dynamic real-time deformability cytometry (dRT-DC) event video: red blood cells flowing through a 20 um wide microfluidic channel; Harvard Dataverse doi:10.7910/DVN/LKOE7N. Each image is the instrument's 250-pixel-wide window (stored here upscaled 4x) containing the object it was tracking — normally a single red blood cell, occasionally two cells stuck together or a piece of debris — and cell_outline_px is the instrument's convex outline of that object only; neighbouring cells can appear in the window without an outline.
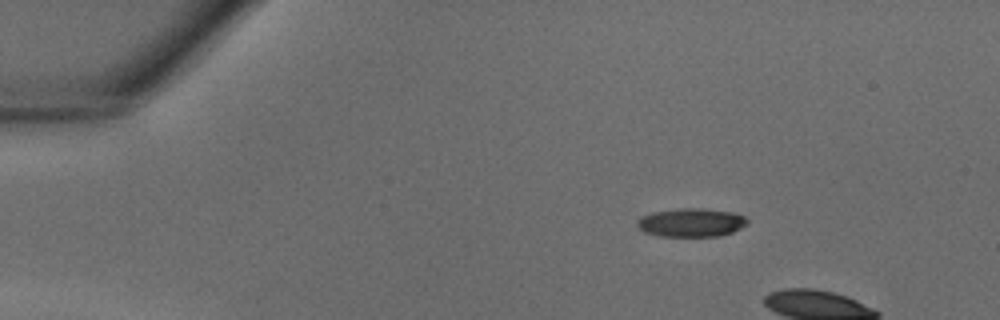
{"species": "common noctule bat (a hibernating species)", "species_latin": "Nyctalus noctula", "temperature_condition": "warm", "stored_images_in_passage": 5, "camera_frame_rate_fps": 3000, "um_per_image_px": 0.085, "animal": {"sex": "male", "body_mass_g": 18.8}, "frame": {"image": 1, "passage_image": 1, "time_ms": 0.0, "image_size_px": [1000, 320], "cell_outline_px": [[748, 224], [732, 232], [720, 236], [660, 236], [644, 232], [636, 224], [644, 216], [652, 212], [680, 208], [704, 208], [736, 212], [744, 216], [748, 220]], "centroid_in_image_um": [58.81, 18.91], "position_along_channel_um": 26.2, "area_um2": 18.32}}